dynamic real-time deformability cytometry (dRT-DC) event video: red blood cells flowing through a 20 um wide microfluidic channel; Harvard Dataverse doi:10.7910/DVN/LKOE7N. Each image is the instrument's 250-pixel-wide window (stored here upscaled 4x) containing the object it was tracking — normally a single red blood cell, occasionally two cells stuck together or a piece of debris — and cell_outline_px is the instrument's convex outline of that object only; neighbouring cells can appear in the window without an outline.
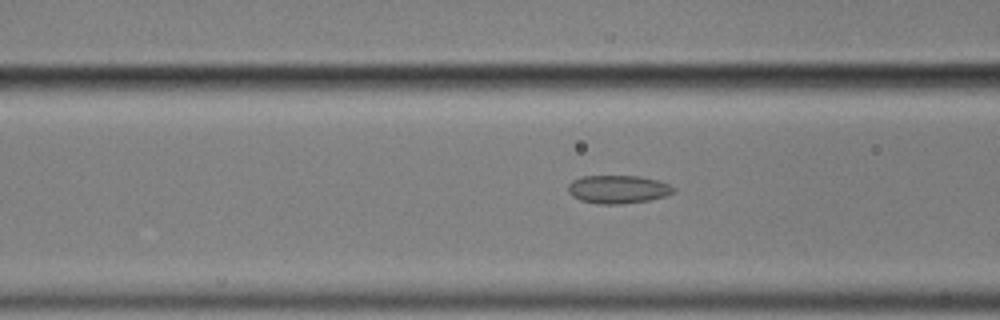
{"species": "common noctule bat (a hibernating species)", "species_latin": "Nyctalus noctula", "temperature_condition": "cold", "stored_images_in_passage": 47, "camera_frame_rate_fps": 3000, "um_per_image_px": 0.085, "animal": {"sex": "male", "body_mass_g": 17.9}, "frame": {"image": 1, "passage_image": 22, "time_ms": 7.0, "image_size_px": [1000, 320], "cell_outline_px": [[676, 192], [664, 196], [648, 200], [620, 204], [600, 204], [580, 200], [572, 196], [568, 192], [568, 184], [572, 180], [580, 176], [640, 176], [660, 180], [676, 188]], "centroid_in_image_um": [52.53, 16.08], "position_along_channel_um": 114.1, "area_um2": 17.46}}
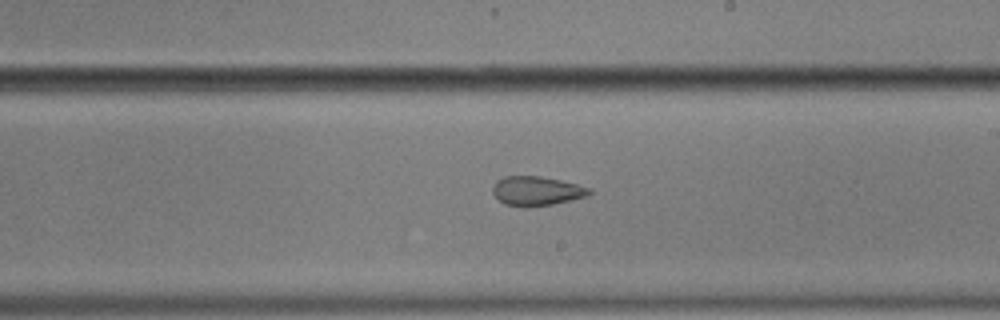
{"frame": {"image": 2, "passage_image": 33, "time_ms": 10.667, "image_size_px": [1000, 320], "cell_outline_px": [[592, 192], [588, 196], [552, 204], [528, 208], [504, 204], [492, 192], [492, 188], [496, 180], [504, 176], [540, 176], [560, 180], [592, 188]], "centroid_in_image_um": [45.61, 16.23], "position_along_channel_um": 243.4, "area_um2": 16.59}}
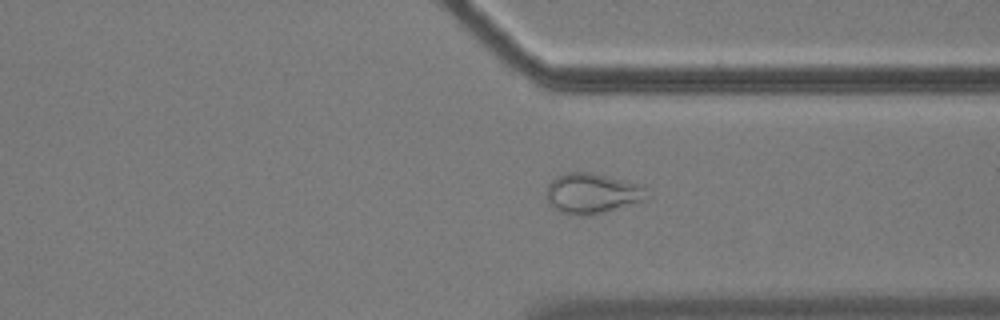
{"frame": {"image": 3, "passage_image": 43, "time_ms": 14.0, "image_size_px": [1000, 320], "cell_outline_px": [[652, 196], [644, 200], [604, 212], [588, 216], [580, 216], [560, 212], [552, 208], [548, 204], [544, 196], [548, 184], [556, 176], [564, 172], [588, 172], [644, 184]], "centroid_in_image_um": [50.33, 16.44], "position_along_channel_um": 361.1, "area_um2": 24.22}}